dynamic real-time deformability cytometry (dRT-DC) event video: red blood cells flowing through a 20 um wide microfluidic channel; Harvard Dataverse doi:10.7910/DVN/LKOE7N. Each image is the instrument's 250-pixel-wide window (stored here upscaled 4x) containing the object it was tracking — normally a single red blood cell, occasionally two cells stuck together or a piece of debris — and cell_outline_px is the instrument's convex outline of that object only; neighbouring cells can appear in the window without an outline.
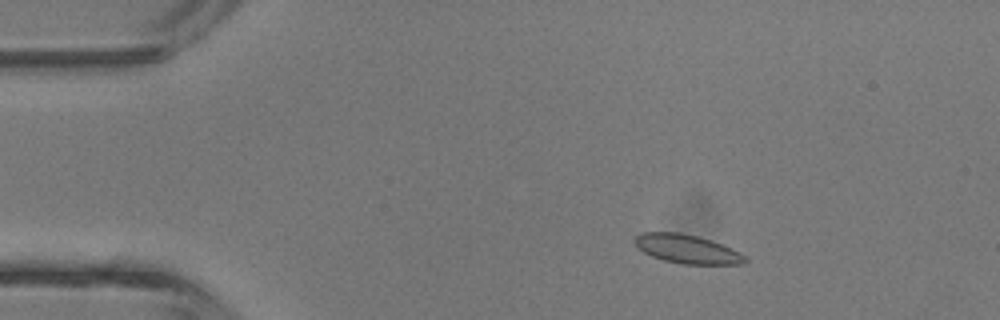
{"species": "common noctule bat (a hibernating species)", "species_latin": "Nyctalus noctula", "temperature_condition": "room temperature", "stored_images_in_passage": 3, "camera_frame_rate_fps": 3000, "um_per_image_px": 0.085, "animal": {"sex": "male", "body_mass_g": 13.3}, "frame": {"image": 1, "passage_image": 2, "time_ms": 1.333, "image_size_px": [1000, 320], "cell_outline_px": [[748, 260], [744, 264], [680, 264], [664, 260], [652, 256], [644, 252], [632, 240], [640, 232], [680, 232], [712, 240], [740, 252]], "centroid_in_image_um": [58.4, 21.16], "position_along_channel_um": 26.6, "area_um2": 18.5}}